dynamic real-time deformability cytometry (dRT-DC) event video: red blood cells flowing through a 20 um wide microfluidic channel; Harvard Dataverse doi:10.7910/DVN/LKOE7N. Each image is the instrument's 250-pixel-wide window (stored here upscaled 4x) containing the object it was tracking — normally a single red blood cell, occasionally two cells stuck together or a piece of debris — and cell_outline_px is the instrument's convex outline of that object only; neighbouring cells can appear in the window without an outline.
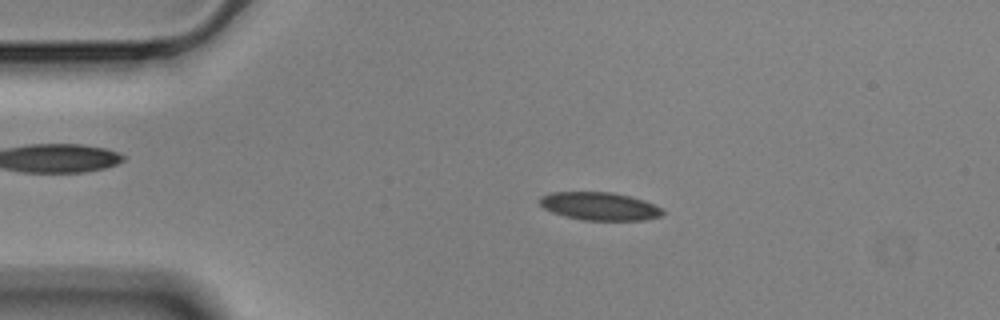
{"species": "Egyptian fruit bat (a non-hibernating species)", "species_latin": "Rousettus aegyptiacus", "temperature_condition": "cold", "stored_images_in_passage": 56, "camera_frame_rate_fps": 3000, "um_per_image_px": 0.085, "animal": {"sex": "male"}, "frame": {"image": 1, "passage_image": 11, "time_ms": 3.333, "image_size_px": [1000, 320], "cell_outline_px": [[664, 212], [660, 216], [644, 220], [584, 220], [564, 216], [552, 212], [544, 208], [540, 204], [540, 196], [552, 192], [612, 192], [644, 200], [664, 208]], "centroid_in_image_um": [50.98, 17.53], "position_along_channel_um": 34.0, "area_um2": 20.06}}
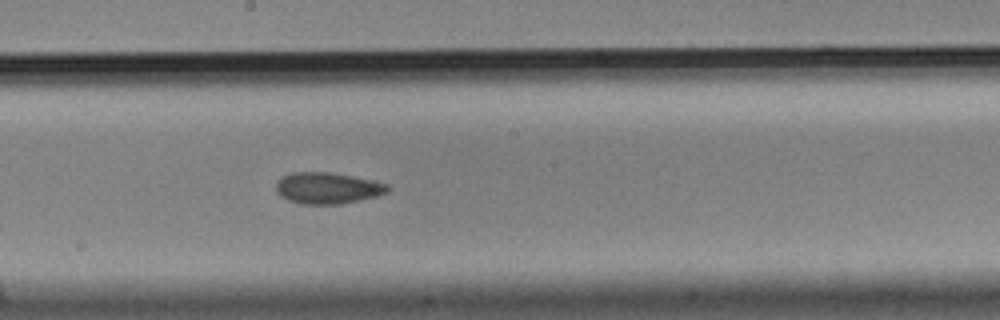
{"frame": {"image": 2, "passage_image": 30, "time_ms": 9.667, "image_size_px": [1000, 320], "cell_outline_px": [[388, 192], [376, 196], [340, 204], [300, 204], [288, 200], [280, 196], [276, 192], [276, 184], [284, 176], [292, 172], [332, 172], [372, 180], [388, 184]], "centroid_in_image_um": [27.82, 15.99], "position_along_channel_um": 220.4, "area_um2": 20.29}}
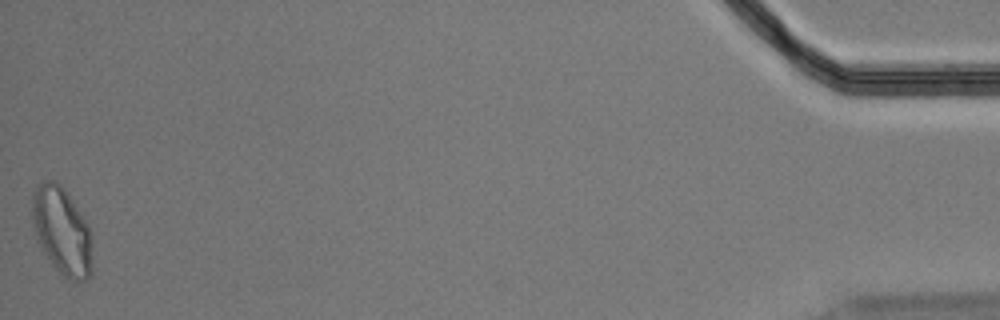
{"frame": {"image": 3, "passage_image": 56, "time_ms": 18.333, "image_size_px": [1000, 320], "cell_outline_px": [[92, 272], [84, 280], [72, 280], [64, 276], [52, 264], [40, 248], [36, 240], [32, 224], [32, 192], [36, 184], [44, 180], [52, 180], [60, 184], [68, 192], [88, 224], [92, 236]], "centroid_in_image_um": [5.25, 19.59], "position_along_channel_um": 430.0, "area_um2": 31.21}, "authors_computed_cell_mechanics": {"area_um2": 20.4323, "velocity_mm_per_s": 3.5286, "shape_relaxation_time_tau1_ms": null, "shape_relaxation_time_tau2_ms": 2.9394, "deformation_change_tau1": null, "deformation_change_tau2": 0.0809}}